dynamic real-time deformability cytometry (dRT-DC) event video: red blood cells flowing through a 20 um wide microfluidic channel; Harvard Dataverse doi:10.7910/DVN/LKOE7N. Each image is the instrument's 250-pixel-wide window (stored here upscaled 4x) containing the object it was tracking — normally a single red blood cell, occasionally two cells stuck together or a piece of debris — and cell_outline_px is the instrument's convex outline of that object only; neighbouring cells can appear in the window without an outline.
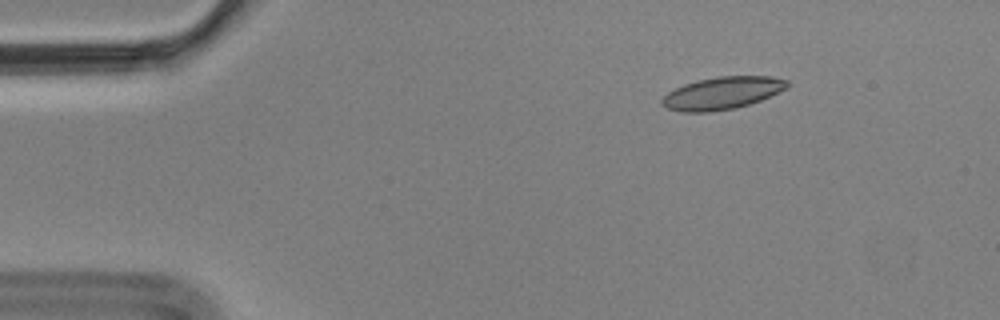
{"species": "Egyptian fruit bat (a non-hibernating species)", "species_latin": "Rousettus aegyptiacus", "temperature_condition": "cold", "stored_images_in_passage": 6, "camera_frame_rate_fps": 3000, "um_per_image_px": 0.085, "animal": {"sex": "male"}, "frame": {"image": 1, "passage_image": 2, "time_ms": 0.333, "image_size_px": [1000, 320], "cell_outline_px": [[788, 88], [760, 100], [736, 108], [708, 112], [680, 112], [668, 108], [660, 104], [660, 100], [668, 92], [684, 84], [696, 80], [716, 76], [772, 76], [788, 80]], "centroid_in_image_um": [61.37, 7.91], "position_along_channel_um": 23.6, "area_um2": 23.76}}
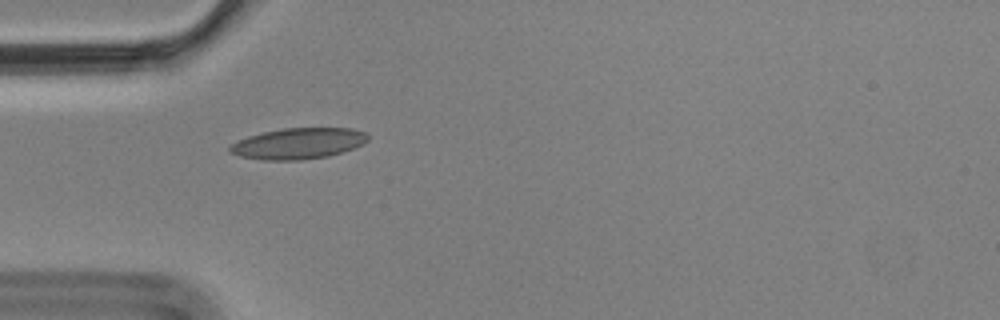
{"frame": {"image": 2, "passage_image": 4, "time_ms": 1.0, "image_size_px": [1000, 320], "cell_outline_px": [[368, 140], [364, 144], [328, 156], [300, 160], [264, 160], [240, 156], [228, 152], [228, 148], [232, 144], [248, 136], [280, 128], [352, 128], [364, 132], [368, 136]], "centroid_in_image_um": [25.34, 12.19], "position_along_channel_um": 59.7, "area_um2": 24.8}}
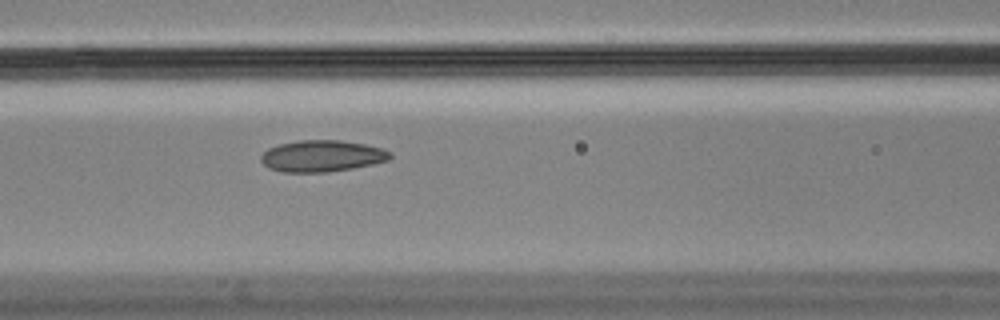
{"frame": {"image": 3, "passage_image": 6, "time_ms": 1.667, "image_size_px": [1000, 320], "cell_outline_px": [[392, 156], [388, 160], [372, 164], [352, 168], [328, 172], [284, 172], [268, 168], [260, 160], [260, 156], [268, 148], [280, 144], [296, 140], [340, 140], [364, 144], [380, 148], [392, 152]], "centroid_in_image_um": [27.35, 13.26], "position_along_channel_um": 139.3, "area_um2": 23.7}}